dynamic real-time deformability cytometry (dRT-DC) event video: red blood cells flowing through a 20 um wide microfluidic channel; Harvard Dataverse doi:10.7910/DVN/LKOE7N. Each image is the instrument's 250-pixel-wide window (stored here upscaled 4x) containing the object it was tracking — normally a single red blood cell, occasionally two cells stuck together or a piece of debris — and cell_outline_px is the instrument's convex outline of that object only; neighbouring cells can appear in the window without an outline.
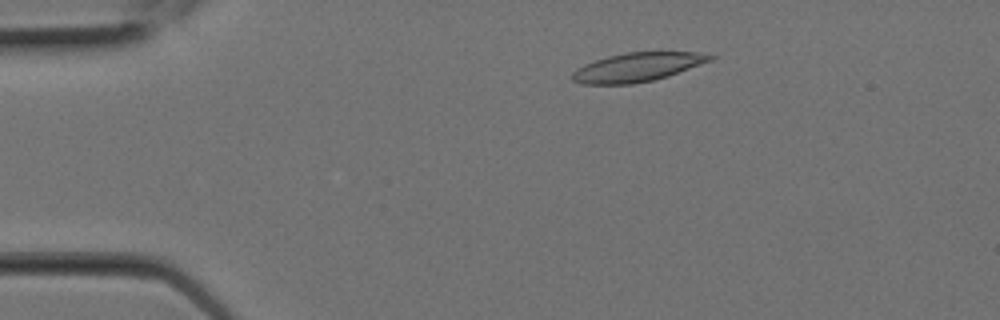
{"species": "Egyptian fruit bat (a non-hibernating species)", "species_latin": "Rousettus aegyptiacus", "temperature_condition": "room temperature", "stored_images_in_passage": 6, "camera_frame_rate_fps": 3000, "um_per_image_px": 0.085, "animal": {"sex": "female"}, "frame": {"image": 1, "passage_image": 2, "time_ms": 0.333, "image_size_px": [1000, 320], "cell_outline_px": [[716, 56], [712, 60], [668, 76], [652, 80], [632, 84], [580, 84], [572, 80], [572, 72], [576, 68], [584, 64], [608, 56], [628, 52], [696, 52]], "centroid_in_image_um": [54.14, 5.71], "position_along_channel_um": 30.9, "area_um2": 23.06}}
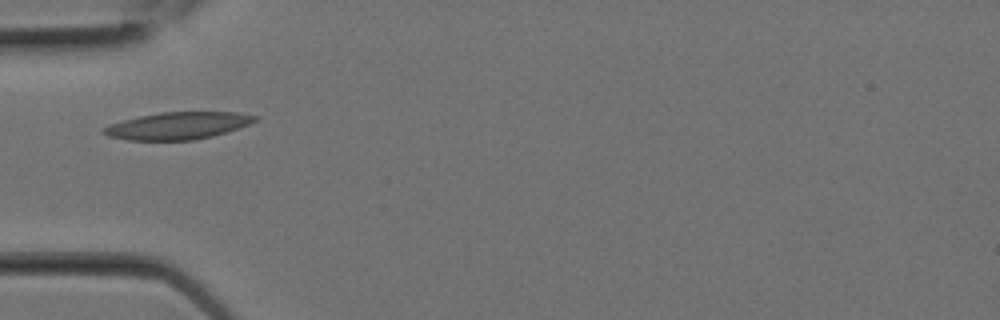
{"frame": {"image": 2, "passage_image": 5, "time_ms": 1.333, "image_size_px": [1000, 320], "cell_outline_px": [[260, 120], [212, 136], [192, 140], [128, 140], [108, 136], [100, 132], [100, 128], [108, 124], [140, 116], [160, 112], [236, 112], [260, 116]], "centroid_in_image_um": [15.08, 10.68], "position_along_channel_um": 69.9, "area_um2": 23.99}}